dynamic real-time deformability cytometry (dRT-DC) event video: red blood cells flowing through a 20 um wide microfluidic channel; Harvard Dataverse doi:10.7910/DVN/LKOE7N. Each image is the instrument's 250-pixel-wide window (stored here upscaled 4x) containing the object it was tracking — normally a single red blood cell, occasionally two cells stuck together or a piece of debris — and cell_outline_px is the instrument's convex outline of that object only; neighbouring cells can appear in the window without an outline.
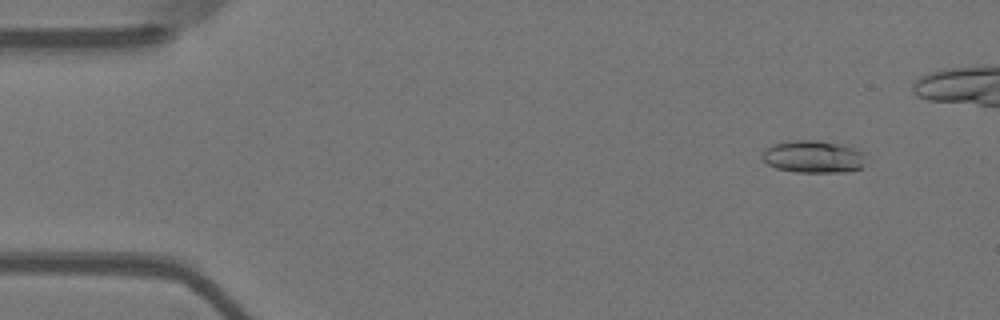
{"species": "Egyptian fruit bat (a non-hibernating species)", "species_latin": "Rousettus aegyptiacus", "temperature_condition": "warm", "stored_images_in_passage": 48, "camera_frame_rate_fps": 3000, "um_per_image_px": 0.085, "animal": {"sex": "female"}, "frame": {"image": 1, "passage_image": 5, "time_ms": 1.333, "image_size_px": [1000, 320], "cell_outline_px": [[864, 156], [860, 168], [844, 172], [796, 172], [776, 168], [768, 164], [760, 156], [764, 148], [772, 144], [792, 140], [816, 140], [856, 148], [864, 152]], "centroid_in_image_um": [69.07, 13.31], "position_along_channel_um": 15.9, "area_um2": 19.48}}
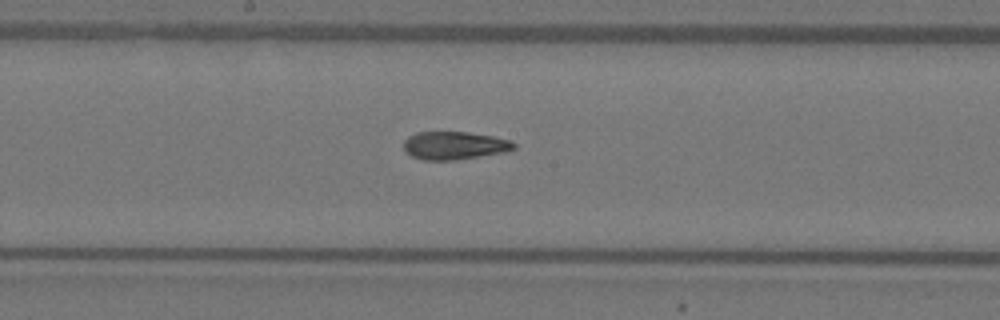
{"frame": {"image": 2, "passage_image": 29, "time_ms": 9.333, "image_size_px": [1000, 320], "cell_outline_px": [[516, 148], [504, 152], [456, 160], [420, 160], [412, 156], [404, 148], [404, 140], [408, 136], [416, 132], [468, 132], [492, 136], [508, 140], [516, 144]], "centroid_in_image_um": [38.6, 12.37], "position_along_channel_um": 209.6, "area_um2": 17.92}}
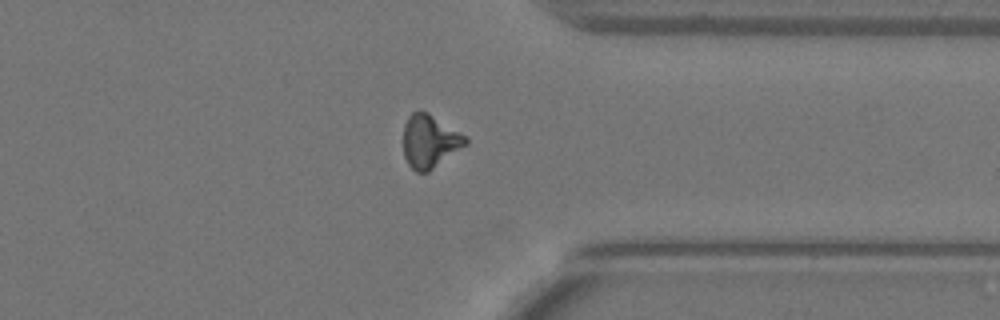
{"frame": {"image": 3, "passage_image": 43, "time_ms": 14.0, "image_size_px": [1000, 320], "cell_outline_px": [[468, 144], [428, 172], [416, 172], [408, 164], [404, 156], [404, 124], [408, 116], [412, 112], [428, 112], [468, 136]], "centroid_in_image_um": [36.55, 12.01], "position_along_channel_um": 374.8, "area_um2": 19.36}}